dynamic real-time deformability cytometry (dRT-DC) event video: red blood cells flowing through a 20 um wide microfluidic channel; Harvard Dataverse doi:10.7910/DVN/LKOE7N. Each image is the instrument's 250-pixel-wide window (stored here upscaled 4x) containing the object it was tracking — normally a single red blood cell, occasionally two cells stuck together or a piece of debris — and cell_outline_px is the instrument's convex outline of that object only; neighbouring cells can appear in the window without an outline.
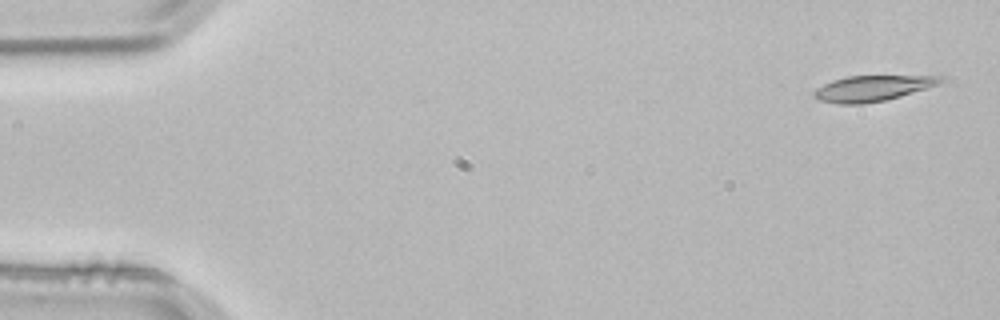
{"species": "common noctule bat (a hibernating species)", "species_latin": "Nyctalus noctula", "temperature_condition": "room temperature", "stored_images_in_passage": 4, "camera_frame_rate_fps": 3000, "um_per_image_px": 0.085, "animal": {"sex": "male", "body_mass_g": 21.5, "forearm_length_mm": 52.0}, "frame": {"image": 1, "passage_image": 1, "time_ms": 0.0, "image_size_px": [1000, 320], "cell_outline_px": [[944, 80], [936, 84], [900, 96], [884, 100], [860, 104], [840, 104], [820, 100], [812, 96], [812, 92], [816, 88], [832, 80], [848, 76], [944, 76]], "centroid_in_image_um": [74.08, 7.5], "position_along_channel_um": 10.9, "area_um2": 18.55}}